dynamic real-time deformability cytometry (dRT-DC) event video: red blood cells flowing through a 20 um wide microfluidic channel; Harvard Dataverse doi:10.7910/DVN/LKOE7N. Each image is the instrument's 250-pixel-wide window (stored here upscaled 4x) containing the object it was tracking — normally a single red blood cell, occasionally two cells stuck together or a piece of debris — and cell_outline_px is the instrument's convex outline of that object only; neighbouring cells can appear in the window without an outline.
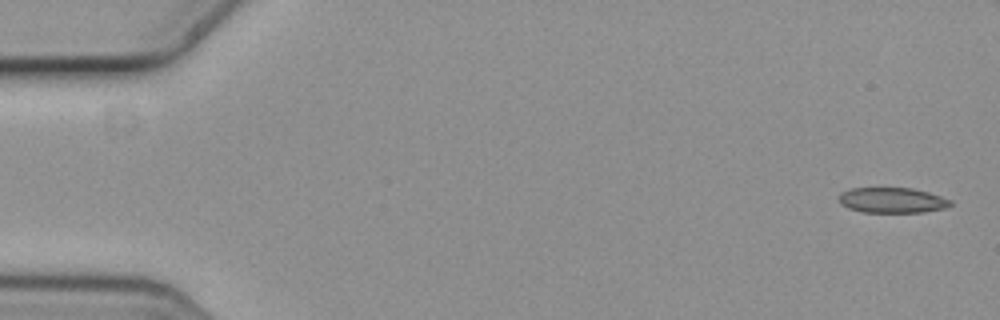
{"species": "common noctule bat (a hibernating species)", "species_latin": "Nyctalus noctula", "temperature_condition": "cold", "stored_images_in_passage": 13, "segment_of_instrument_passage": [1, 2], "camera_frame_rate_fps": 3000, "um_per_image_px": 0.085, "animal": {"sex": "female", "body_mass_g": 19.3, "forearm_length_mm": 54.1}, "frame": {"image": 1, "passage_image": 1, "time_ms": 0.0, "image_size_px": [1000, 320], "cell_outline_px": [[952, 204], [944, 208], [924, 212], [860, 212], [848, 208], [840, 204], [840, 192], [852, 188], [912, 188], [928, 192], [952, 200]], "centroid_in_image_um": [75.82, 17.02], "position_along_channel_um": 9.2, "area_um2": 16.47}}
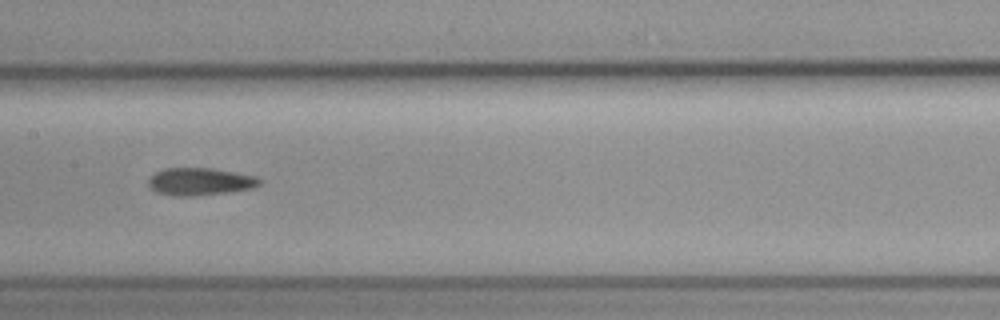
{"frame": {"image": 2, "passage_image": 7, "time_ms": 2.0, "image_size_px": [1000, 320], "cell_outline_px": [[260, 184], [252, 188], [228, 192], [192, 196], [172, 196], [156, 192], [148, 188], [148, 180], [156, 172], [164, 168], [212, 168], [256, 176], [260, 180]], "centroid_in_image_um": [16.95, 15.44], "position_along_channel_um": 190.4, "area_um2": 17.8}}
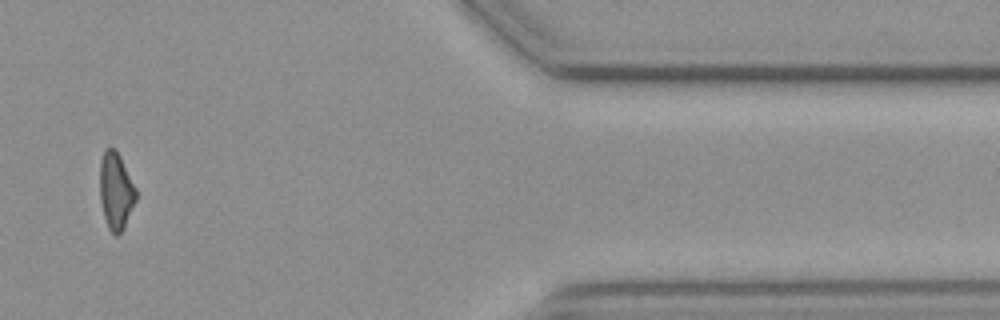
{"frame": {"image": 3, "passage_image": 12, "time_ms": 3.667, "image_size_px": [1000, 320], "cell_outline_px": [[136, 200], [124, 228], [116, 236], [108, 228], [104, 216], [100, 200], [100, 160], [104, 148], [116, 148], [136, 188]], "centroid_in_image_um": [9.84, 16.2], "position_along_channel_um": 401.6, "area_um2": 16.24}}